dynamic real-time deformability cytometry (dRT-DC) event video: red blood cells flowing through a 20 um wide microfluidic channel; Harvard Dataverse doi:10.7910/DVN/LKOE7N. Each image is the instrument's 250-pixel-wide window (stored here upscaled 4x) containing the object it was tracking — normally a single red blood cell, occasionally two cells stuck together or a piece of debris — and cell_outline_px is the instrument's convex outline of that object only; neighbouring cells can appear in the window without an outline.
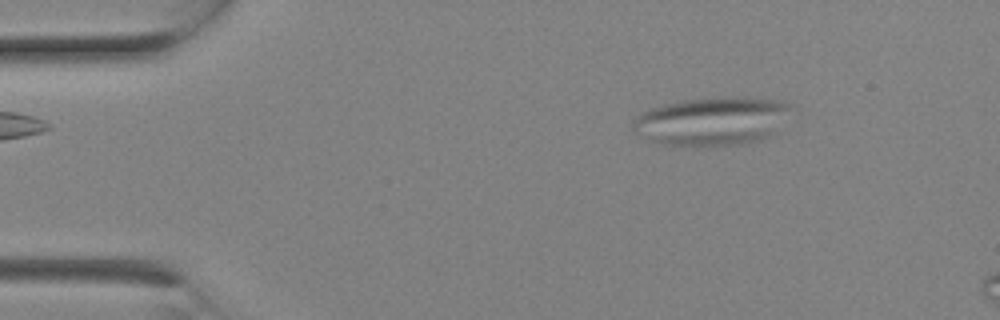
{"species": "Egyptian fruit bat (a non-hibernating species)", "species_latin": "Rousettus aegyptiacus", "temperature_condition": "room temperature", "stored_images_in_passage": 2, "camera_frame_rate_fps": 3000, "um_per_image_px": 0.085, "animal": {"sex": "female"}, "frame": {"image": 1, "passage_image": 1, "time_ms": 0.0, "image_size_px": [1000, 320], "cell_outline_px": [[792, 104], [776, 136], [764, 140], [744, 144], [664, 144], [652, 140], [636, 132], [636, 116], [652, 108], [684, 100], [724, 96], [728, 96], [780, 100]], "centroid_in_image_um": [60.67, 10.28], "position_along_channel_um": 24.3, "area_um2": 43.87}}